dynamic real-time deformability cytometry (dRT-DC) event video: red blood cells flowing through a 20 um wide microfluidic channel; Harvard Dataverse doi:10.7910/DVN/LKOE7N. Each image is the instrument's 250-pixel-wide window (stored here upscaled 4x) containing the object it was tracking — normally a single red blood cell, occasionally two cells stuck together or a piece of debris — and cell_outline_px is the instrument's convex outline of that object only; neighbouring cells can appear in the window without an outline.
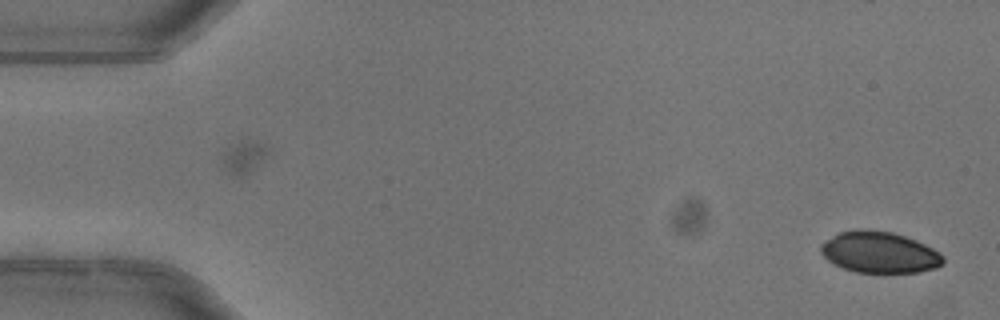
{"species": "common noctule bat (a hibernating species)", "species_latin": "Nyctalus noctula", "temperature_condition": "warm", "stored_images_in_passage": 3, "camera_frame_rate_fps": 3000, "um_per_image_px": 0.085, "animal": {"sex": "female"}, "frame": {"image": 1, "passage_image": 3, "time_ms": 0.667, "image_size_px": [1000, 320], "cell_outline_px": [[944, 264], [936, 268], [920, 272], [856, 272], [832, 264], [820, 252], [820, 244], [840, 232], [892, 232], [916, 240], [932, 248], [944, 256]], "centroid_in_image_um": [74.79, 21.49], "position_along_channel_um": 10.2, "area_um2": 28.67}}